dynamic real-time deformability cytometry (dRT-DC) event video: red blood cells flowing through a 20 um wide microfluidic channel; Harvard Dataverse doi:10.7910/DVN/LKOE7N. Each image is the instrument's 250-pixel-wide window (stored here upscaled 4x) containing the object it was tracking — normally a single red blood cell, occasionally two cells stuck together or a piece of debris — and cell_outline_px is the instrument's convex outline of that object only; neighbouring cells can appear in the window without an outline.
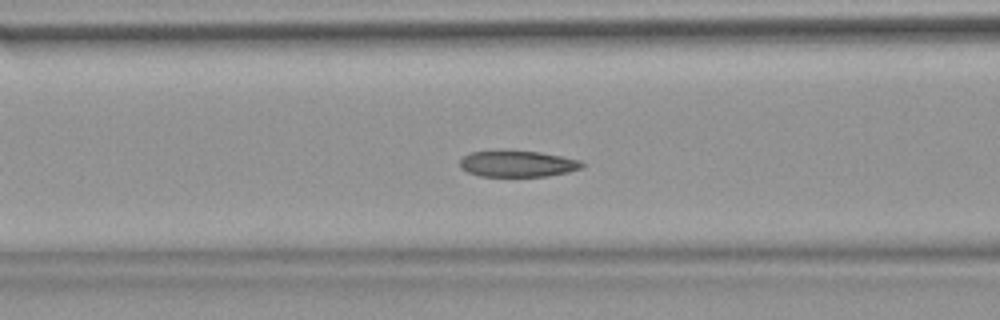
{"species": "common noctule bat (a hibernating species)", "species_latin": "Nyctalus noctula", "temperature_condition": "warm", "stored_images_in_passage": 37, "camera_frame_rate_fps": 3000, "um_per_image_px": 0.085, "animal": {"sex": "female", "body_mass_g": 18.4}, "frame": {"image": 1, "passage_image": 11, "time_ms": 3.333, "image_size_px": [1000, 320], "cell_outline_px": [[584, 168], [568, 172], [548, 176], [480, 176], [468, 172], [460, 168], [460, 160], [464, 156], [472, 152], [540, 152], [580, 160], [584, 164]], "centroid_in_image_um": [44.03, 13.95], "position_along_channel_um": 122.6, "area_um2": 18.26}}
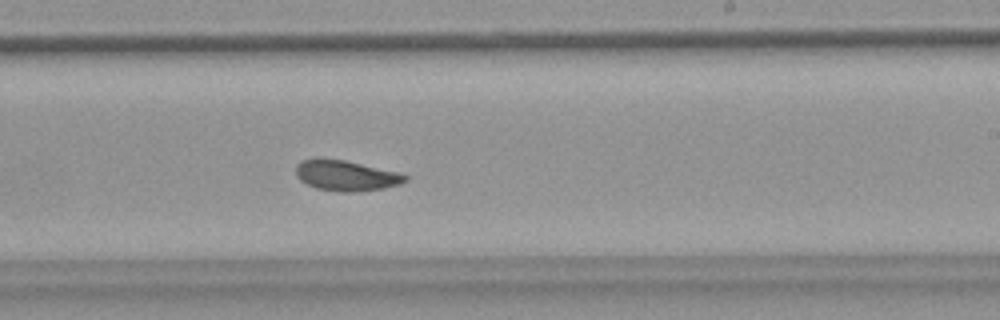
{"frame": {"image": 2, "passage_image": 22, "time_ms": 7.0, "image_size_px": [1000, 320], "cell_outline_px": [[408, 180], [400, 184], [384, 188], [360, 192], [340, 192], [316, 188], [300, 180], [296, 176], [296, 164], [300, 160], [344, 160], [400, 172], [408, 176]], "centroid_in_image_um": [29.46, 14.95], "position_along_channel_um": 259.5, "area_um2": 19.31}, "authors_computed_cell_mechanics": {"area_um2": 19.3052, "velocity_mm_per_s": 3.7499, "shape_relaxation_time_tau1_ms": 8.2664, "shape_relaxation_time_tau2_ms": 2.9637, "deformation_change_tau1": 0.1423, "deformation_change_tau2": 0.0897}}